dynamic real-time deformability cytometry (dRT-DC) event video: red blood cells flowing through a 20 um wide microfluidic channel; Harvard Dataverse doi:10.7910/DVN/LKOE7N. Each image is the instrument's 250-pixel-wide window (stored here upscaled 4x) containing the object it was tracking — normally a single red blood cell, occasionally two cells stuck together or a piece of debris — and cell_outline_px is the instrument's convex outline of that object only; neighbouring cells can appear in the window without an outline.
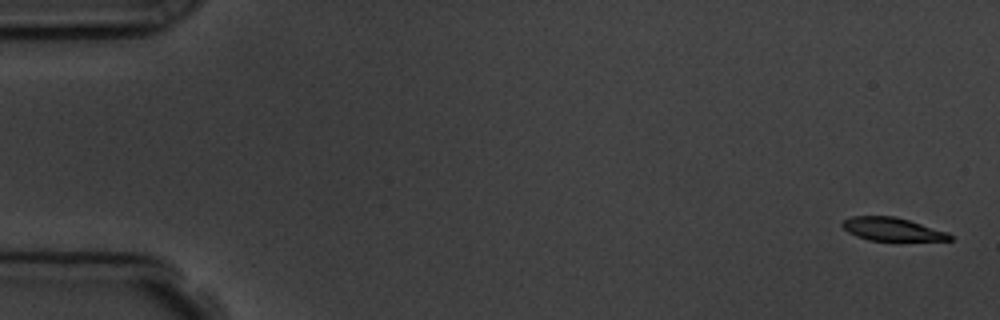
{"species": "common noctule bat (a hibernating species)", "species_latin": "Nyctalus noctula", "temperature_condition": "room temperature", "stored_images_in_passage": 6, "camera_frame_rate_fps": 3000, "um_per_image_px": 0.085, "animal": {"sex": "male", "body_mass_g": 19.5, "forearm_length_mm": 54.6}, "frame": {"image": 1, "passage_image": 1, "time_ms": 0.0, "image_size_px": [1000, 320], "cell_outline_px": [[952, 240], [868, 240], [856, 236], [848, 232], [840, 224], [844, 220], [852, 216], [896, 216], [948, 232], [952, 236]], "centroid_in_image_um": [75.81, 19.47], "position_along_channel_um": 9.2, "area_um2": 14.39}}
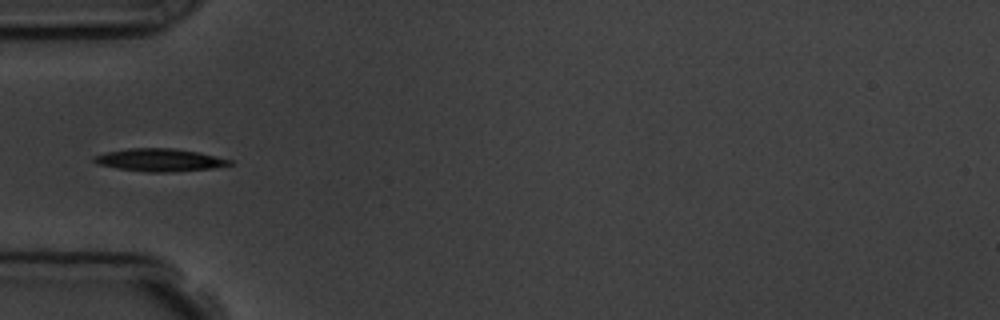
{"frame": {"image": 2, "passage_image": 5, "time_ms": 5.333, "image_size_px": [1000, 320], "cell_outline_px": [[232, 164], [212, 168], [172, 172], [144, 172], [116, 168], [96, 164], [92, 160], [92, 156], [108, 152], [132, 148], [172, 148], [200, 152], [232, 160]], "centroid_in_image_um": [13.55, 13.6], "position_along_channel_um": 71.5, "area_um2": 17.98}}